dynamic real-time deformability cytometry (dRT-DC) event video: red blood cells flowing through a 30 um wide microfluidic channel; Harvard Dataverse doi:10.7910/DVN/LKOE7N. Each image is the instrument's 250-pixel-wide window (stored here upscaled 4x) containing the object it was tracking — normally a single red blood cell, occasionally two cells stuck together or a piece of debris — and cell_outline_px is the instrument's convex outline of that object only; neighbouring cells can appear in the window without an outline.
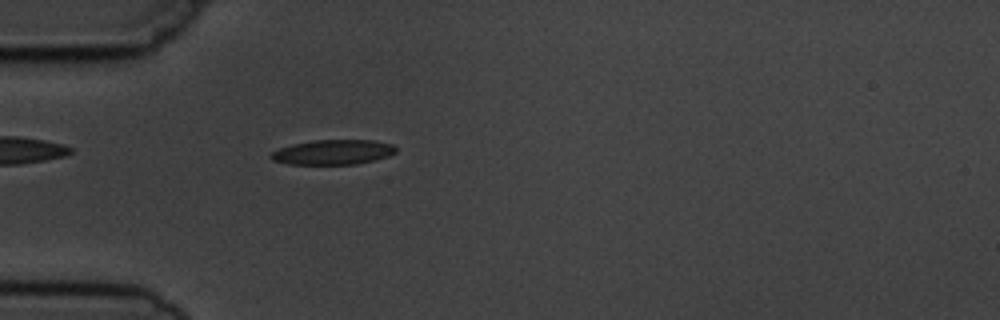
{"species": "common noctule bat (a hibernating species)", "species_latin": "Nyctalus noctula", "temperature_condition": "cold", "stored_images_in_passage": 6, "camera_frame_rate_fps": 3000, "um_per_image_px": 0.085, "animal": {"sex": "male", "body_mass_g": 19.5, "forearm_length_mm": 54.6}, "frame": {"image": 1, "passage_image": 6, "time_ms": 6.0, "image_size_px": [1000, 320], "cell_outline_px": [[396, 152], [388, 156], [356, 164], [288, 164], [272, 160], [268, 156], [272, 152], [280, 148], [292, 144], [312, 140], [372, 140], [392, 144], [396, 148]], "centroid_in_image_um": [28.28, 12.93], "position_along_channel_um": 56.7, "area_um2": 18.03}}